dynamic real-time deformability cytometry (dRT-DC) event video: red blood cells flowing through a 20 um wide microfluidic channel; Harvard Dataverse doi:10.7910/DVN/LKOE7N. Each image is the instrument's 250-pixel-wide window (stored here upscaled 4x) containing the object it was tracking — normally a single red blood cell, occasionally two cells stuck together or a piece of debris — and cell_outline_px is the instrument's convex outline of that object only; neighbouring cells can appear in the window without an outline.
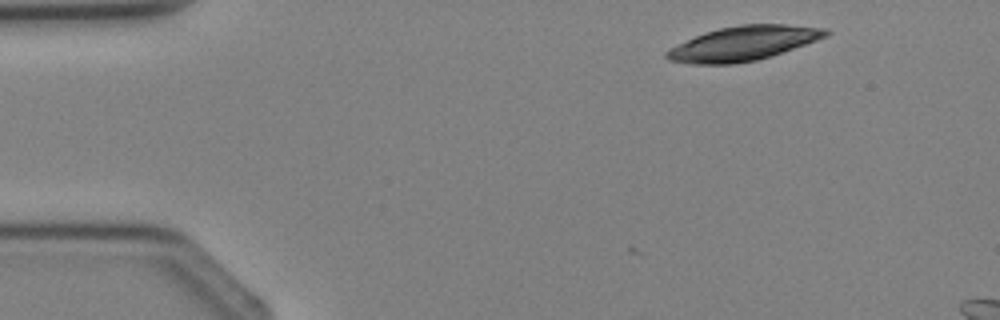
{"species": "Egyptian fruit bat (a non-hibernating species)", "species_latin": "Rousettus aegyptiacus", "temperature_condition": "cold", "stored_images_in_passage": 3, "camera_frame_rate_fps": 3000, "um_per_image_px": 0.085, "animal": {"sex": "female"}, "frame": {"image": 1, "passage_image": 1, "time_ms": 0.0, "image_size_px": [1000, 320], "cell_outline_px": [[832, 32], [828, 36], [756, 60], [736, 64], [692, 64], [668, 60], [664, 56], [664, 52], [704, 32], [720, 28], [740, 24], [788, 24], [828, 28]], "centroid_in_image_um": [63.2, 3.68], "position_along_channel_um": 21.8, "area_um2": 31.62}}